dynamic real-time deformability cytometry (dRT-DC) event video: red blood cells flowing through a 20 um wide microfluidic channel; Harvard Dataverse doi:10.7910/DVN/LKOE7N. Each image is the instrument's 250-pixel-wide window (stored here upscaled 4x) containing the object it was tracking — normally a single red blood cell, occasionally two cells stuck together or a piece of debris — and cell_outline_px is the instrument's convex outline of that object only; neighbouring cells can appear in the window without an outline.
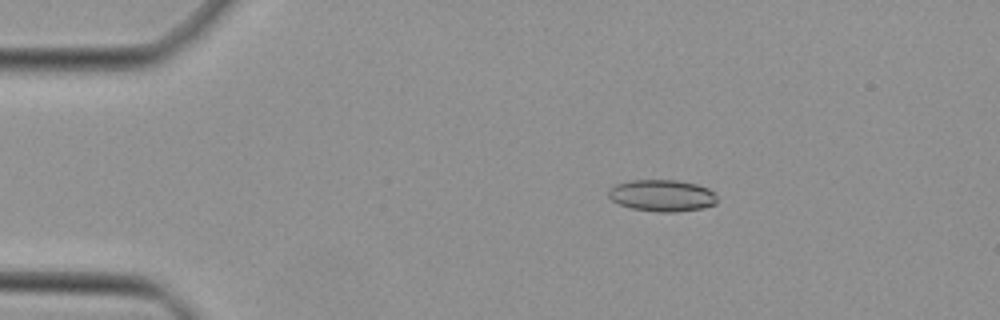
{"species": "Egyptian fruit bat (a non-hibernating species)", "species_latin": "Rousettus aegyptiacus", "temperature_condition": "cold", "stored_images_in_passage": 42, "camera_frame_rate_fps": 3000, "um_per_image_px": 0.085, "animal": {"sex": "female"}, "frame": {"image": 1, "passage_image": 4, "time_ms": 1.0, "image_size_px": [1000, 320], "cell_outline_px": [[716, 204], [704, 208], [676, 212], [656, 212], [632, 208], [620, 204], [612, 200], [608, 196], [608, 188], [616, 184], [628, 180], [676, 180], [696, 184], [708, 188], [716, 196]], "centroid_in_image_um": [56.26, 16.62], "position_along_channel_um": 28.7, "area_um2": 20.17}}
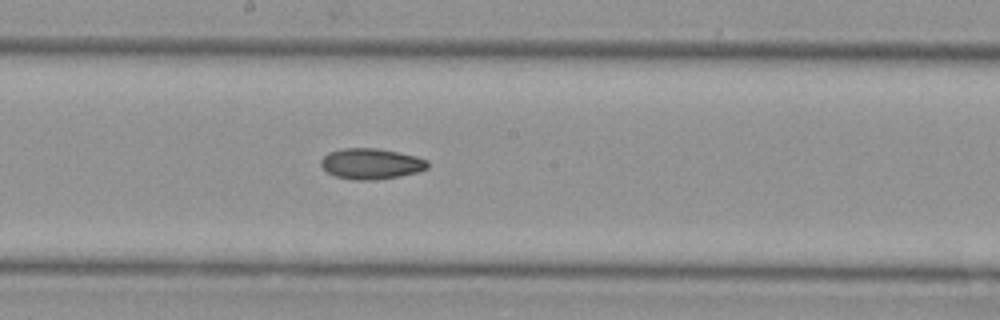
{"frame": {"image": 2, "passage_image": 21, "time_ms": 6.667, "image_size_px": [1000, 320], "cell_outline_px": [[428, 168], [416, 172], [400, 176], [376, 180], [352, 180], [336, 176], [328, 172], [320, 164], [320, 160], [328, 152], [344, 148], [376, 148], [416, 156], [428, 160]], "centroid_in_image_um": [31.53, 13.92], "position_along_channel_um": 216.7, "area_um2": 19.07}}
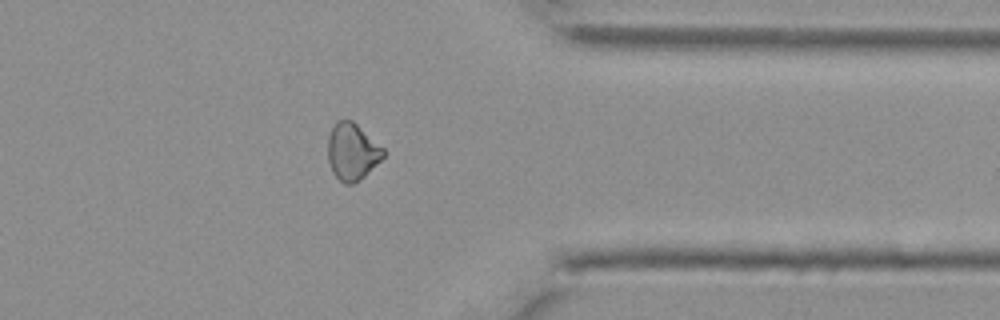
{"frame": {"image": 3, "passage_image": 33, "time_ms": 10.667, "image_size_px": [1000, 320], "cell_outline_px": [[384, 156], [364, 176], [352, 184], [344, 184], [332, 172], [328, 160], [328, 136], [332, 124], [336, 120], [352, 120], [384, 148]], "centroid_in_image_um": [29.91, 12.87], "position_along_channel_um": 381.5, "area_um2": 18.32}}